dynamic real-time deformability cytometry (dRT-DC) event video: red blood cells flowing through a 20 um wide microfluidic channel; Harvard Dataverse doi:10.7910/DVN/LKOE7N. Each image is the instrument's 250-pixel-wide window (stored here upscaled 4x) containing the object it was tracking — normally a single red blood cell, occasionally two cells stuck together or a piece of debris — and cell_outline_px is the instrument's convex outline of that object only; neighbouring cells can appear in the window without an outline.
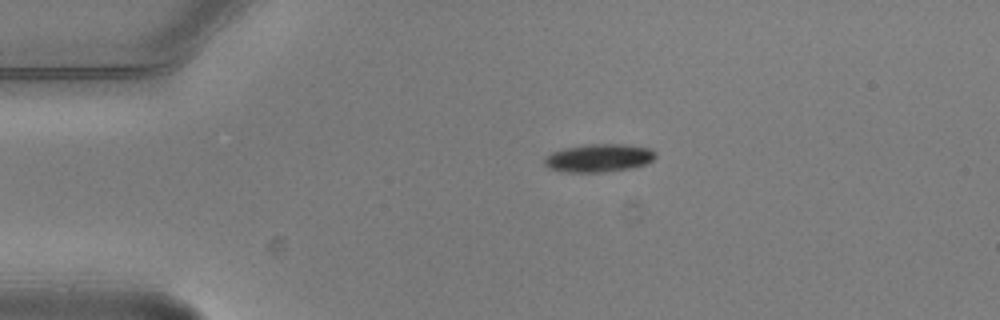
{"species": "common noctule bat (a hibernating species)", "species_latin": "Nyctalus noctula", "temperature_condition": "warm", "stored_images_in_passage": 2, "camera_frame_rate_fps": 3000, "um_per_image_px": 0.085, "animal": {"sex": "male", "body_mass_g": 20.5, "forearm_length_mm": 52.5}, "frame": {"image": 1, "passage_image": 1, "time_ms": 0.0, "image_size_px": [1000, 320], "cell_outline_px": [[656, 156], [648, 164], [632, 168], [604, 172], [560, 172], [548, 168], [544, 164], [544, 160], [552, 152], [564, 148], [588, 144], [628, 144], [652, 148], [656, 152]], "centroid_in_image_um": [50.94, 13.43], "position_along_channel_um": 34.1, "area_um2": 18.44}}